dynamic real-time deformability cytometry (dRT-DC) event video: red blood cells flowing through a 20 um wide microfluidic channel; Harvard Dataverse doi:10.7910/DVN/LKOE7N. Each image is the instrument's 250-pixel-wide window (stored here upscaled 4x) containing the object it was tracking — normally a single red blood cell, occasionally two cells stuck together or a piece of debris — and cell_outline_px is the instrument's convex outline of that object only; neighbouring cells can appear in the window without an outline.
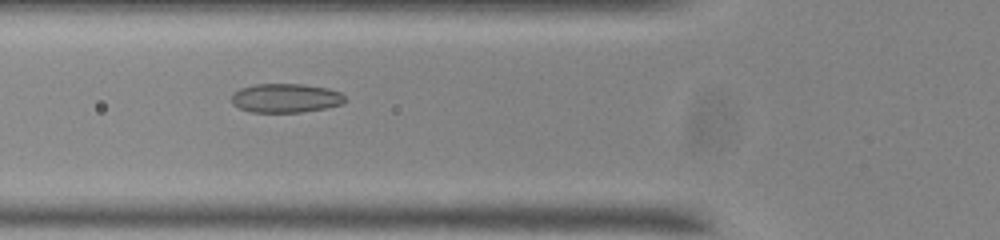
{"species": "common noctule bat (a hibernating species)", "species_latin": "Nyctalus noctula", "temperature_condition": "room temperature", "stored_images_in_passage": 45, "camera_frame_rate_fps": 3000, "um_per_image_px": 0.085, "animal": {"sex": "male", "body_mass_g": 20.0, "forearm_length_mm": 53.3}, "frame": {"image": 1, "passage_image": 10, "time_ms": 3.0, "image_size_px": [1000, 240], "cell_outline_px": [[344, 100], [340, 104], [324, 108], [300, 112], [252, 112], [240, 108], [232, 104], [232, 92], [240, 88], [256, 84], [300, 84], [328, 88], [340, 92], [344, 96]], "centroid_in_image_um": [24.23, 8.33], "position_along_channel_um": 101.6, "area_um2": 19.02}}
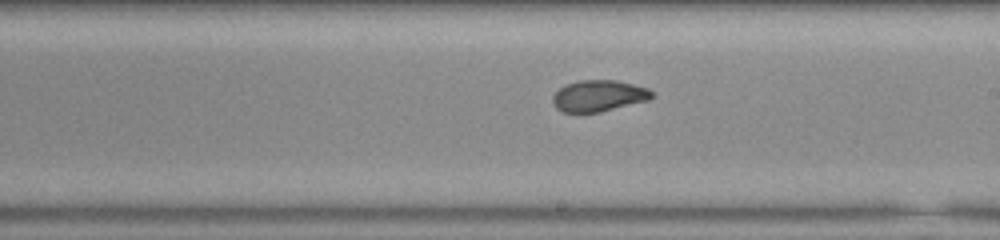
{"frame": {"image": 2, "passage_image": 21, "time_ms": 6.667, "image_size_px": [1000, 240], "cell_outline_px": [[652, 96], [648, 100], [600, 112], [564, 112], [556, 108], [552, 104], [552, 96], [560, 88], [568, 84], [580, 80], [616, 80], [648, 88], [652, 92]], "centroid_in_image_um": [50.86, 8.14], "position_along_channel_um": 238.1, "area_um2": 17.92}}
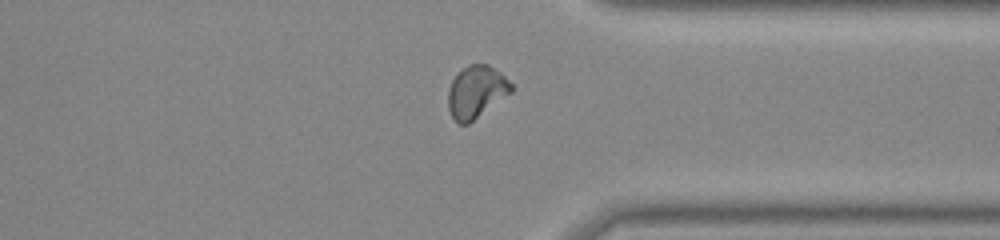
{"frame": {"image": 3, "passage_image": 32, "time_ms": 10.333, "image_size_px": [1000, 240], "cell_outline_px": [[512, 92], [468, 124], [460, 124], [452, 116], [448, 108], [448, 88], [452, 80], [468, 64], [488, 64], [500, 72], [512, 84]], "centroid_in_image_um": [40.48, 7.8], "position_along_channel_um": 370.9, "area_um2": 19.02}, "authors_computed_cell_mechanics": {"area_um2": 18.5538, "velocity_mm_per_s": 3.7236, "shape_relaxation_time_tau1_ms": null, "shape_relaxation_time_tau2_ms": 1.3478, "deformation_change_tau1": null, "deformation_change_tau2": 0.054}}